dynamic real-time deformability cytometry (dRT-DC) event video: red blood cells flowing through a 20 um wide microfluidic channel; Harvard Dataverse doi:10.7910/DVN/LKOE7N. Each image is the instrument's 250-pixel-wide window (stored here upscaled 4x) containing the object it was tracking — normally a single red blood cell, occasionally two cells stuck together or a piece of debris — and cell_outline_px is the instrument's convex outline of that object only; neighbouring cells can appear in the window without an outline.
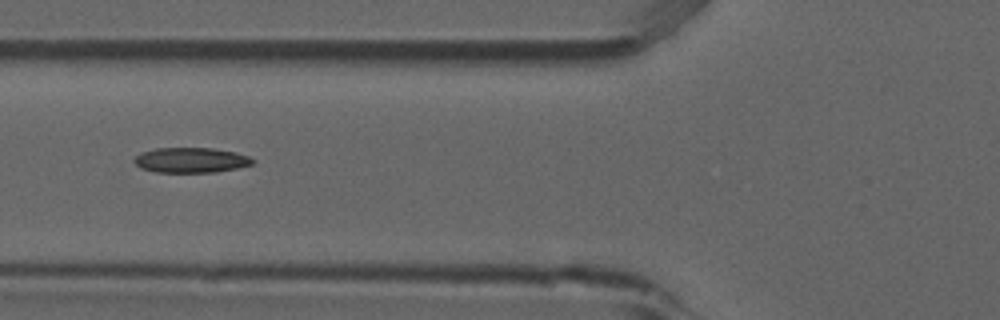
{"species": "common noctule bat (a hibernating species)", "species_latin": "Nyctalus noctula", "temperature_condition": "room temperature", "stored_images_in_passage": 4, "camera_frame_rate_fps": 3000, "um_per_image_px": 0.085, "animal": {"sex": "male", "forearm_length_mm": 52.5}, "frame": {"image": 1, "passage_image": 4, "time_ms": 1.0, "image_size_px": [1000, 320], "cell_outline_px": [[256, 160], [252, 164], [236, 168], [216, 172], [156, 172], [140, 168], [132, 160], [140, 152], [156, 148], [212, 148], [236, 152], [248, 156]], "centroid_in_image_um": [16.21, 13.61], "position_along_channel_um": 109.6, "area_um2": 17.4}}